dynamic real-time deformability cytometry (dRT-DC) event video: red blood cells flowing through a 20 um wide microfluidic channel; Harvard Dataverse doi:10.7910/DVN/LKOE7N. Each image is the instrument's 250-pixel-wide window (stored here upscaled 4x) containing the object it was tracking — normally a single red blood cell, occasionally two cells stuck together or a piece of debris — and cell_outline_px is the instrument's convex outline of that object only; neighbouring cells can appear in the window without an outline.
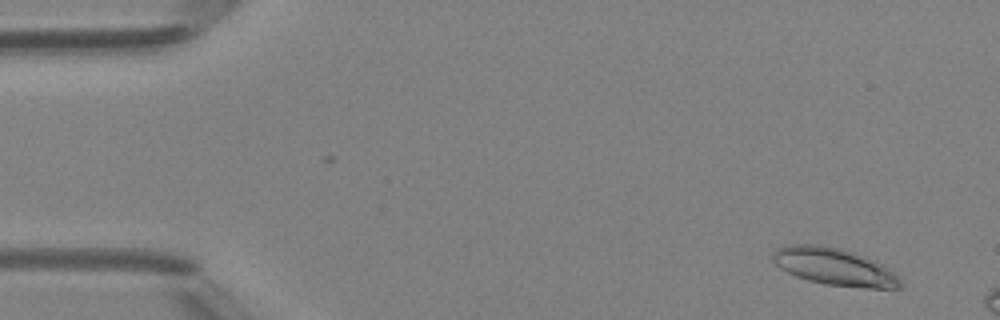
{"species": "Egyptian fruit bat (a non-hibernating species)", "species_latin": "Rousettus aegyptiacus", "temperature_condition": "room temperature", "stored_images_in_passage": 13, "camera_frame_rate_fps": 3000, "um_per_image_px": 0.085, "animal": {"sex": "female"}, "frame": {"image": 1, "passage_image": 4, "time_ms": 1.0, "image_size_px": [1000, 320], "cell_outline_px": [[900, 288], [864, 288], [828, 284], [808, 280], [796, 276], [780, 268], [772, 260], [772, 252], [776, 248], [788, 244], [820, 244], [840, 248], [876, 260], [888, 268], [900, 280]], "centroid_in_image_um": [70.88, 22.65], "position_along_channel_um": 14.1, "area_um2": 27.63}}